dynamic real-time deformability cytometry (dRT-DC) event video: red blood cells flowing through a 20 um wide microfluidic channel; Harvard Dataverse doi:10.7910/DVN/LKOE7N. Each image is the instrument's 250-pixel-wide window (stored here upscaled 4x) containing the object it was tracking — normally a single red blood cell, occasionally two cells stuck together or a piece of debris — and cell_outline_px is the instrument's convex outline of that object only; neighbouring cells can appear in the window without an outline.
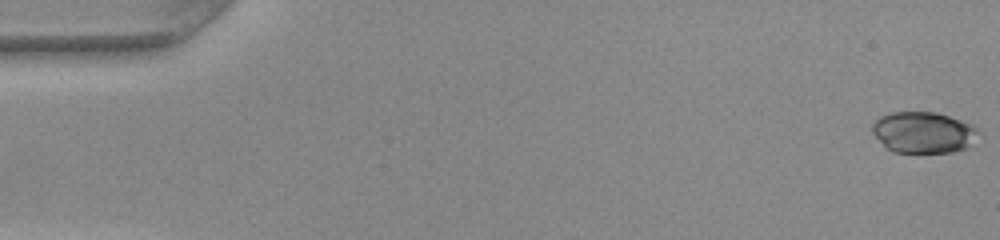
{"species": "common noctule bat (a hibernating species)", "species_latin": "Nyctalus noctula", "temperature_condition": "warm", "stored_images_in_passage": 44, "camera_frame_rate_fps": 3000, "um_per_image_px": 0.085, "animal": {"sex": "female", "body_mass_g": 22.0, "forearm_length_mm": 56.7}, "frame": {"image": 1, "passage_image": 1, "time_ms": 0.0, "image_size_px": [1000, 240], "cell_outline_px": [[976, 128], [968, 144], [964, 148], [952, 152], [892, 152], [872, 132], [872, 124], [880, 116], [888, 112], [936, 112], [972, 124]], "centroid_in_image_um": [78.4, 11.23], "position_along_channel_um": 6.6, "area_um2": 24.8}}
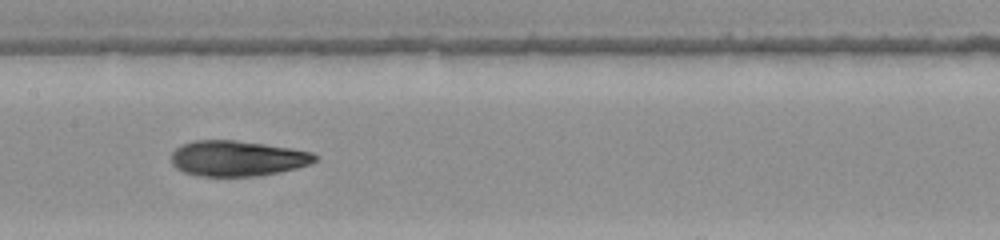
{"frame": {"image": 2, "passage_image": 25, "time_ms": 8.0, "image_size_px": [1000, 240], "cell_outline_px": [[320, 156], [316, 160], [308, 164], [296, 168], [280, 172], [260, 176], [200, 176], [184, 172], [176, 168], [172, 164], [172, 152], [180, 144], [192, 140], [236, 140], [292, 148], [312, 152]], "centroid_in_image_um": [20.17, 13.46], "position_along_channel_um": 187.2, "area_um2": 29.94}}
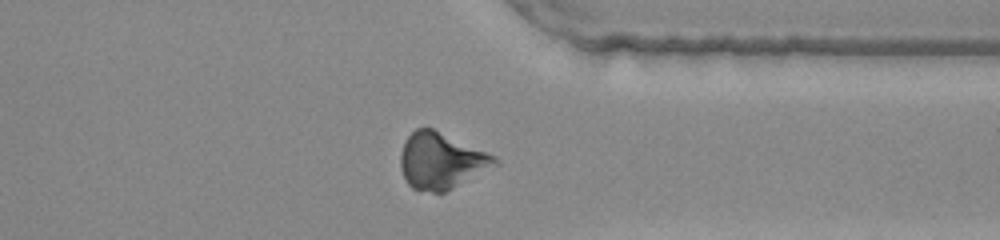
{"frame": {"image": 3, "passage_image": 39, "time_ms": 12.667, "image_size_px": [1000, 240], "cell_outline_px": [[500, 164], [444, 192], [432, 192], [412, 188], [408, 184], [404, 176], [400, 164], [400, 156], [404, 144], [408, 136], [416, 128], [432, 128], [496, 156]], "centroid_in_image_um": [37.51, 13.67], "position_along_channel_um": 373.9, "area_um2": 30.52}, "authors_computed_cell_mechanics": {"area_um2": 29.8537, "velocity_mm_per_s": 4.0738, "shape_relaxation_time_tau1_ms": 4.4325, "shape_relaxation_time_tau2_ms": 2.5337, "deformation_change_tau1": 0.1102, "deformation_change_tau2": 0.0942}}